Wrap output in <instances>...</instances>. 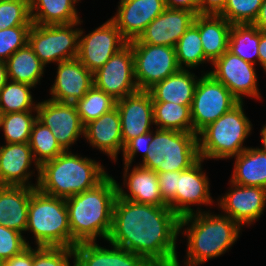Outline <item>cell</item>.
I'll return each mask as SVG.
<instances>
[{"mask_svg": "<svg viewBox=\"0 0 266 266\" xmlns=\"http://www.w3.org/2000/svg\"><path fill=\"white\" fill-rule=\"evenodd\" d=\"M30 28L31 26H16L0 29V61H6L28 43Z\"/></svg>", "mask_w": 266, "mask_h": 266, "instance_id": "40", "label": "cell"}, {"mask_svg": "<svg viewBox=\"0 0 266 266\" xmlns=\"http://www.w3.org/2000/svg\"><path fill=\"white\" fill-rule=\"evenodd\" d=\"M177 62L181 69L195 68L200 64L210 63L204 55L198 27L192 23L175 45ZM185 65V67L183 66Z\"/></svg>", "mask_w": 266, "mask_h": 266, "instance_id": "33", "label": "cell"}, {"mask_svg": "<svg viewBox=\"0 0 266 266\" xmlns=\"http://www.w3.org/2000/svg\"><path fill=\"white\" fill-rule=\"evenodd\" d=\"M33 87L8 80L0 90V110L2 114L24 111H36L38 104H34L30 89Z\"/></svg>", "mask_w": 266, "mask_h": 266, "instance_id": "34", "label": "cell"}, {"mask_svg": "<svg viewBox=\"0 0 266 266\" xmlns=\"http://www.w3.org/2000/svg\"><path fill=\"white\" fill-rule=\"evenodd\" d=\"M199 159L196 133L157 128L146 157L138 165L156 172L184 171Z\"/></svg>", "mask_w": 266, "mask_h": 266, "instance_id": "7", "label": "cell"}, {"mask_svg": "<svg viewBox=\"0 0 266 266\" xmlns=\"http://www.w3.org/2000/svg\"><path fill=\"white\" fill-rule=\"evenodd\" d=\"M195 16L189 10L166 8L147 25L138 39L129 43L175 47L180 37L193 23Z\"/></svg>", "mask_w": 266, "mask_h": 266, "instance_id": "17", "label": "cell"}, {"mask_svg": "<svg viewBox=\"0 0 266 266\" xmlns=\"http://www.w3.org/2000/svg\"><path fill=\"white\" fill-rule=\"evenodd\" d=\"M29 145L39 166L64 152L51 129L38 120L33 123Z\"/></svg>", "mask_w": 266, "mask_h": 266, "instance_id": "36", "label": "cell"}, {"mask_svg": "<svg viewBox=\"0 0 266 266\" xmlns=\"http://www.w3.org/2000/svg\"><path fill=\"white\" fill-rule=\"evenodd\" d=\"M107 175L99 162L64 151L40 166L37 188L45 194L67 199L94 188Z\"/></svg>", "mask_w": 266, "mask_h": 266, "instance_id": "4", "label": "cell"}, {"mask_svg": "<svg viewBox=\"0 0 266 266\" xmlns=\"http://www.w3.org/2000/svg\"><path fill=\"white\" fill-rule=\"evenodd\" d=\"M74 105L85 126L114 109L116 107V100L93 85L83 98L77 100Z\"/></svg>", "mask_w": 266, "mask_h": 266, "instance_id": "35", "label": "cell"}, {"mask_svg": "<svg viewBox=\"0 0 266 266\" xmlns=\"http://www.w3.org/2000/svg\"><path fill=\"white\" fill-rule=\"evenodd\" d=\"M189 71L188 69H180L149 88L147 91L153 102L192 105L198 78Z\"/></svg>", "mask_w": 266, "mask_h": 266, "instance_id": "27", "label": "cell"}, {"mask_svg": "<svg viewBox=\"0 0 266 266\" xmlns=\"http://www.w3.org/2000/svg\"><path fill=\"white\" fill-rule=\"evenodd\" d=\"M225 4L226 0H199L198 14L219 15Z\"/></svg>", "mask_w": 266, "mask_h": 266, "instance_id": "46", "label": "cell"}, {"mask_svg": "<svg viewBox=\"0 0 266 266\" xmlns=\"http://www.w3.org/2000/svg\"><path fill=\"white\" fill-rule=\"evenodd\" d=\"M3 266H33V248L29 245L19 254L2 262Z\"/></svg>", "mask_w": 266, "mask_h": 266, "instance_id": "45", "label": "cell"}, {"mask_svg": "<svg viewBox=\"0 0 266 266\" xmlns=\"http://www.w3.org/2000/svg\"><path fill=\"white\" fill-rule=\"evenodd\" d=\"M94 85L93 73L77 58L58 63L55 82L53 83L50 100L60 103H75L83 98Z\"/></svg>", "mask_w": 266, "mask_h": 266, "instance_id": "21", "label": "cell"}, {"mask_svg": "<svg viewBox=\"0 0 266 266\" xmlns=\"http://www.w3.org/2000/svg\"><path fill=\"white\" fill-rule=\"evenodd\" d=\"M263 0H226L225 8L219 14L230 24H253Z\"/></svg>", "mask_w": 266, "mask_h": 266, "instance_id": "38", "label": "cell"}, {"mask_svg": "<svg viewBox=\"0 0 266 266\" xmlns=\"http://www.w3.org/2000/svg\"><path fill=\"white\" fill-rule=\"evenodd\" d=\"M261 141H262V148H258L262 152L266 153V124L261 129Z\"/></svg>", "mask_w": 266, "mask_h": 266, "instance_id": "51", "label": "cell"}, {"mask_svg": "<svg viewBox=\"0 0 266 266\" xmlns=\"http://www.w3.org/2000/svg\"><path fill=\"white\" fill-rule=\"evenodd\" d=\"M131 166L124 164L123 173V184L128 188L129 193L122 189V186L116 181L117 196L137 203L168 206L161 196L157 172L139 165L134 166L129 172Z\"/></svg>", "mask_w": 266, "mask_h": 266, "instance_id": "22", "label": "cell"}, {"mask_svg": "<svg viewBox=\"0 0 266 266\" xmlns=\"http://www.w3.org/2000/svg\"><path fill=\"white\" fill-rule=\"evenodd\" d=\"M94 86L119 100L139 91L134 76L133 50L128 42L96 72Z\"/></svg>", "mask_w": 266, "mask_h": 266, "instance_id": "11", "label": "cell"}, {"mask_svg": "<svg viewBox=\"0 0 266 266\" xmlns=\"http://www.w3.org/2000/svg\"><path fill=\"white\" fill-rule=\"evenodd\" d=\"M29 245L22 233L0 225V262L19 254Z\"/></svg>", "mask_w": 266, "mask_h": 266, "instance_id": "42", "label": "cell"}, {"mask_svg": "<svg viewBox=\"0 0 266 266\" xmlns=\"http://www.w3.org/2000/svg\"><path fill=\"white\" fill-rule=\"evenodd\" d=\"M211 214L209 210L198 208L196 213L180 218V233L186 234L188 243L185 266H199L221 256L239 238L241 226L238 223L228 216Z\"/></svg>", "mask_w": 266, "mask_h": 266, "instance_id": "3", "label": "cell"}, {"mask_svg": "<svg viewBox=\"0 0 266 266\" xmlns=\"http://www.w3.org/2000/svg\"><path fill=\"white\" fill-rule=\"evenodd\" d=\"M34 111L2 114L1 127L6 143H29L33 123L37 116Z\"/></svg>", "mask_w": 266, "mask_h": 266, "instance_id": "37", "label": "cell"}, {"mask_svg": "<svg viewBox=\"0 0 266 266\" xmlns=\"http://www.w3.org/2000/svg\"><path fill=\"white\" fill-rule=\"evenodd\" d=\"M230 186L229 192L219 199L217 205L222 208L223 215L230 217L241 227L245 224L250 226L263 214L266 207V189L232 182Z\"/></svg>", "mask_w": 266, "mask_h": 266, "instance_id": "15", "label": "cell"}, {"mask_svg": "<svg viewBox=\"0 0 266 266\" xmlns=\"http://www.w3.org/2000/svg\"><path fill=\"white\" fill-rule=\"evenodd\" d=\"M116 107L120 115L123 145L151 131V124H154L153 100L148 91L139 90L116 100Z\"/></svg>", "mask_w": 266, "mask_h": 266, "instance_id": "18", "label": "cell"}, {"mask_svg": "<svg viewBox=\"0 0 266 266\" xmlns=\"http://www.w3.org/2000/svg\"><path fill=\"white\" fill-rule=\"evenodd\" d=\"M37 187L0 185V225L25 232L31 194Z\"/></svg>", "mask_w": 266, "mask_h": 266, "instance_id": "25", "label": "cell"}, {"mask_svg": "<svg viewBox=\"0 0 266 266\" xmlns=\"http://www.w3.org/2000/svg\"><path fill=\"white\" fill-rule=\"evenodd\" d=\"M1 118H2V112L0 110V127H1Z\"/></svg>", "mask_w": 266, "mask_h": 266, "instance_id": "52", "label": "cell"}, {"mask_svg": "<svg viewBox=\"0 0 266 266\" xmlns=\"http://www.w3.org/2000/svg\"><path fill=\"white\" fill-rule=\"evenodd\" d=\"M239 102L224 84L209 73L202 74L190 108L193 133L198 134Z\"/></svg>", "mask_w": 266, "mask_h": 266, "instance_id": "9", "label": "cell"}, {"mask_svg": "<svg viewBox=\"0 0 266 266\" xmlns=\"http://www.w3.org/2000/svg\"><path fill=\"white\" fill-rule=\"evenodd\" d=\"M25 231L34 234L37 247L71 248V231L66 201L35 188L28 206Z\"/></svg>", "mask_w": 266, "mask_h": 266, "instance_id": "6", "label": "cell"}, {"mask_svg": "<svg viewBox=\"0 0 266 266\" xmlns=\"http://www.w3.org/2000/svg\"><path fill=\"white\" fill-rule=\"evenodd\" d=\"M203 159H199L189 169L180 171L178 177V190L175 197L167 204L170 209L180 218L192 213L195 210L190 205H210L213 203L209 178L202 171Z\"/></svg>", "mask_w": 266, "mask_h": 266, "instance_id": "16", "label": "cell"}, {"mask_svg": "<svg viewBox=\"0 0 266 266\" xmlns=\"http://www.w3.org/2000/svg\"><path fill=\"white\" fill-rule=\"evenodd\" d=\"M157 174L162 199L168 204L177 193L180 171L157 172Z\"/></svg>", "mask_w": 266, "mask_h": 266, "instance_id": "44", "label": "cell"}, {"mask_svg": "<svg viewBox=\"0 0 266 266\" xmlns=\"http://www.w3.org/2000/svg\"><path fill=\"white\" fill-rule=\"evenodd\" d=\"M260 30L253 24H233L228 51L253 65L258 61Z\"/></svg>", "mask_w": 266, "mask_h": 266, "instance_id": "31", "label": "cell"}, {"mask_svg": "<svg viewBox=\"0 0 266 266\" xmlns=\"http://www.w3.org/2000/svg\"><path fill=\"white\" fill-rule=\"evenodd\" d=\"M97 242L77 244L73 266H153L144 257L112 245L107 249Z\"/></svg>", "mask_w": 266, "mask_h": 266, "instance_id": "23", "label": "cell"}, {"mask_svg": "<svg viewBox=\"0 0 266 266\" xmlns=\"http://www.w3.org/2000/svg\"><path fill=\"white\" fill-rule=\"evenodd\" d=\"M243 106V102H239L197 134L201 159H228L248 148L243 143L252 133V123Z\"/></svg>", "mask_w": 266, "mask_h": 266, "instance_id": "5", "label": "cell"}, {"mask_svg": "<svg viewBox=\"0 0 266 266\" xmlns=\"http://www.w3.org/2000/svg\"><path fill=\"white\" fill-rule=\"evenodd\" d=\"M0 146V185L37 187L40 166L37 164L29 143H5ZM32 162L37 170V183L28 182L33 171Z\"/></svg>", "mask_w": 266, "mask_h": 266, "instance_id": "20", "label": "cell"}, {"mask_svg": "<svg viewBox=\"0 0 266 266\" xmlns=\"http://www.w3.org/2000/svg\"><path fill=\"white\" fill-rule=\"evenodd\" d=\"M37 120L49 127L64 151H69L78 138L84 136V125L74 103H60L53 100L38 102Z\"/></svg>", "mask_w": 266, "mask_h": 266, "instance_id": "13", "label": "cell"}, {"mask_svg": "<svg viewBox=\"0 0 266 266\" xmlns=\"http://www.w3.org/2000/svg\"><path fill=\"white\" fill-rule=\"evenodd\" d=\"M153 140V132L150 131L148 133H145L143 135H139L137 137H134L130 141H128L124 145L123 149V164H129L131 165L134 161L135 155H137L138 152L142 151L143 153V159L146 157L148 153V148L150 142Z\"/></svg>", "mask_w": 266, "mask_h": 266, "instance_id": "43", "label": "cell"}, {"mask_svg": "<svg viewBox=\"0 0 266 266\" xmlns=\"http://www.w3.org/2000/svg\"><path fill=\"white\" fill-rule=\"evenodd\" d=\"M212 65L214 70L206 73L224 84L240 102H243V96L262 98L257 88L255 65L228 50Z\"/></svg>", "mask_w": 266, "mask_h": 266, "instance_id": "14", "label": "cell"}, {"mask_svg": "<svg viewBox=\"0 0 266 266\" xmlns=\"http://www.w3.org/2000/svg\"><path fill=\"white\" fill-rule=\"evenodd\" d=\"M253 25H255L259 30L266 32V0H263L258 16Z\"/></svg>", "mask_w": 266, "mask_h": 266, "instance_id": "49", "label": "cell"}, {"mask_svg": "<svg viewBox=\"0 0 266 266\" xmlns=\"http://www.w3.org/2000/svg\"><path fill=\"white\" fill-rule=\"evenodd\" d=\"M191 105L153 102L154 125L158 129L193 132Z\"/></svg>", "mask_w": 266, "mask_h": 266, "instance_id": "32", "label": "cell"}, {"mask_svg": "<svg viewBox=\"0 0 266 266\" xmlns=\"http://www.w3.org/2000/svg\"><path fill=\"white\" fill-rule=\"evenodd\" d=\"M233 157L236 158L230 182L266 189V153L258 147H248Z\"/></svg>", "mask_w": 266, "mask_h": 266, "instance_id": "28", "label": "cell"}, {"mask_svg": "<svg viewBox=\"0 0 266 266\" xmlns=\"http://www.w3.org/2000/svg\"><path fill=\"white\" fill-rule=\"evenodd\" d=\"M84 137L93 148H96L114 162L119 151L124 149L120 115L117 107L103 114L84 126Z\"/></svg>", "mask_w": 266, "mask_h": 266, "instance_id": "24", "label": "cell"}, {"mask_svg": "<svg viewBox=\"0 0 266 266\" xmlns=\"http://www.w3.org/2000/svg\"><path fill=\"white\" fill-rule=\"evenodd\" d=\"M69 258H74L73 248L36 247L33 249V266H71Z\"/></svg>", "mask_w": 266, "mask_h": 266, "instance_id": "41", "label": "cell"}, {"mask_svg": "<svg viewBox=\"0 0 266 266\" xmlns=\"http://www.w3.org/2000/svg\"><path fill=\"white\" fill-rule=\"evenodd\" d=\"M80 0H30L33 24L58 25L80 21L75 4Z\"/></svg>", "mask_w": 266, "mask_h": 266, "instance_id": "29", "label": "cell"}, {"mask_svg": "<svg viewBox=\"0 0 266 266\" xmlns=\"http://www.w3.org/2000/svg\"><path fill=\"white\" fill-rule=\"evenodd\" d=\"M166 8L184 9L198 14L199 0H165Z\"/></svg>", "mask_w": 266, "mask_h": 266, "instance_id": "47", "label": "cell"}, {"mask_svg": "<svg viewBox=\"0 0 266 266\" xmlns=\"http://www.w3.org/2000/svg\"><path fill=\"white\" fill-rule=\"evenodd\" d=\"M8 80L35 87L39 83L46 67L35 55L27 43L18 49L6 61Z\"/></svg>", "mask_w": 266, "mask_h": 266, "instance_id": "30", "label": "cell"}, {"mask_svg": "<svg viewBox=\"0 0 266 266\" xmlns=\"http://www.w3.org/2000/svg\"><path fill=\"white\" fill-rule=\"evenodd\" d=\"M165 9V0H120L117 13L110 20L129 42L138 39Z\"/></svg>", "mask_w": 266, "mask_h": 266, "instance_id": "19", "label": "cell"}, {"mask_svg": "<svg viewBox=\"0 0 266 266\" xmlns=\"http://www.w3.org/2000/svg\"><path fill=\"white\" fill-rule=\"evenodd\" d=\"M83 33L80 29L77 59L92 73L128 43L110 19L91 33Z\"/></svg>", "mask_w": 266, "mask_h": 266, "instance_id": "12", "label": "cell"}, {"mask_svg": "<svg viewBox=\"0 0 266 266\" xmlns=\"http://www.w3.org/2000/svg\"><path fill=\"white\" fill-rule=\"evenodd\" d=\"M179 233L180 217L169 206L117 196L107 242L144 257L153 266H180L176 250Z\"/></svg>", "mask_w": 266, "mask_h": 266, "instance_id": "1", "label": "cell"}, {"mask_svg": "<svg viewBox=\"0 0 266 266\" xmlns=\"http://www.w3.org/2000/svg\"><path fill=\"white\" fill-rule=\"evenodd\" d=\"M32 25L30 0L0 2V29Z\"/></svg>", "mask_w": 266, "mask_h": 266, "instance_id": "39", "label": "cell"}, {"mask_svg": "<svg viewBox=\"0 0 266 266\" xmlns=\"http://www.w3.org/2000/svg\"><path fill=\"white\" fill-rule=\"evenodd\" d=\"M116 180L109 174L94 188L65 199L71 231V248L83 242L106 241L112 227Z\"/></svg>", "mask_w": 266, "mask_h": 266, "instance_id": "2", "label": "cell"}, {"mask_svg": "<svg viewBox=\"0 0 266 266\" xmlns=\"http://www.w3.org/2000/svg\"><path fill=\"white\" fill-rule=\"evenodd\" d=\"M193 23L199 29L205 58L212 64L227 50L232 24L220 15L197 14Z\"/></svg>", "mask_w": 266, "mask_h": 266, "instance_id": "26", "label": "cell"}, {"mask_svg": "<svg viewBox=\"0 0 266 266\" xmlns=\"http://www.w3.org/2000/svg\"><path fill=\"white\" fill-rule=\"evenodd\" d=\"M79 24L81 25V22L58 25L33 24L28 34V44L45 66L51 62L58 64L75 59L78 56L80 32V29L75 27Z\"/></svg>", "mask_w": 266, "mask_h": 266, "instance_id": "8", "label": "cell"}, {"mask_svg": "<svg viewBox=\"0 0 266 266\" xmlns=\"http://www.w3.org/2000/svg\"><path fill=\"white\" fill-rule=\"evenodd\" d=\"M5 1H15V0H0V2H5Z\"/></svg>", "mask_w": 266, "mask_h": 266, "instance_id": "53", "label": "cell"}, {"mask_svg": "<svg viewBox=\"0 0 266 266\" xmlns=\"http://www.w3.org/2000/svg\"><path fill=\"white\" fill-rule=\"evenodd\" d=\"M134 56V76L139 90L147 91L155 83L163 81L181 68L177 62L175 47L130 44Z\"/></svg>", "mask_w": 266, "mask_h": 266, "instance_id": "10", "label": "cell"}, {"mask_svg": "<svg viewBox=\"0 0 266 266\" xmlns=\"http://www.w3.org/2000/svg\"><path fill=\"white\" fill-rule=\"evenodd\" d=\"M258 62L266 72V32L260 30V42L258 46Z\"/></svg>", "mask_w": 266, "mask_h": 266, "instance_id": "48", "label": "cell"}, {"mask_svg": "<svg viewBox=\"0 0 266 266\" xmlns=\"http://www.w3.org/2000/svg\"><path fill=\"white\" fill-rule=\"evenodd\" d=\"M8 81L7 66L5 61H0V90Z\"/></svg>", "mask_w": 266, "mask_h": 266, "instance_id": "50", "label": "cell"}]
</instances>
